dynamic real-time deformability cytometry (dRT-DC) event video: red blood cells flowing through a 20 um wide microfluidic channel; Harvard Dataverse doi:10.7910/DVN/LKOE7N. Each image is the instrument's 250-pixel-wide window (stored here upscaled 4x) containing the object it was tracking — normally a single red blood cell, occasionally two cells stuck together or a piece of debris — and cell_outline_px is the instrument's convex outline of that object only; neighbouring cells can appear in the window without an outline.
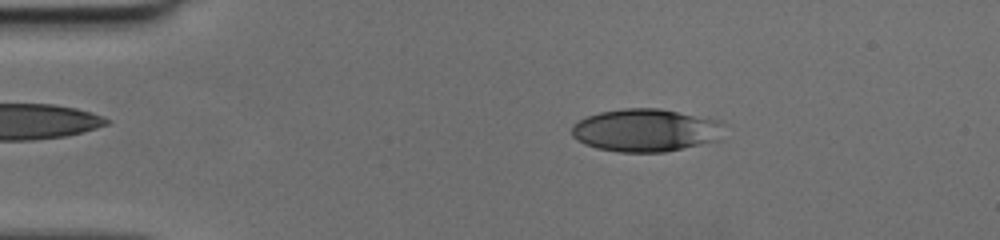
{"species": "human", "species_latin": "Homo sapiens", "temperature_condition": "cold", "stored_images_in_passage": 19, "camera_frame_rate_fps": 3000, "um_per_image_px": 0.085, "donor": {"sex": "female"}, "frame": {"image": 1, "passage_image": 9, "time_ms": 2.667, "image_size_px": [1000, 240], "cell_outline_px": [[724, 124], [716, 140], [664, 152], [620, 152], [596, 148], [584, 144], [572, 136], [572, 124], [588, 116], [600, 112], [624, 108], [660, 108], [720, 120]], "centroid_in_image_um": [54.84, 11.06], "position_along_channel_um": 30.2, "area_um2": 37.74}}
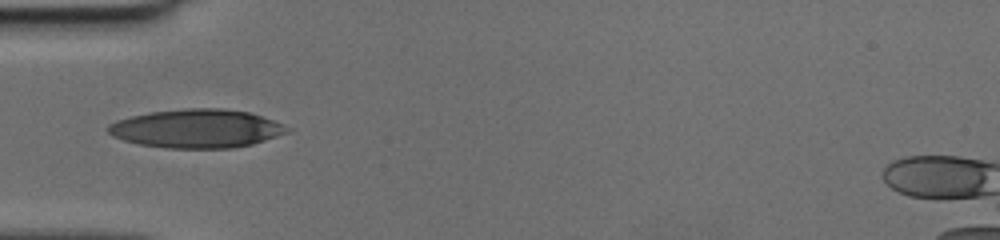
{"frame": {"image": 2, "passage_image": 16, "time_ms": 5.0, "image_size_px": [1000, 240], "cell_outline_px": [[292, 128], [288, 132], [252, 144], [236, 148], [168, 148], [140, 144], [124, 140], [112, 136], [108, 132], [108, 124], [116, 120], [148, 112], [184, 108], [224, 108], [248, 112], [284, 124]], "centroid_in_image_um": [16.71, 10.92], "position_along_channel_um": 68.3, "area_um2": 40.29}}
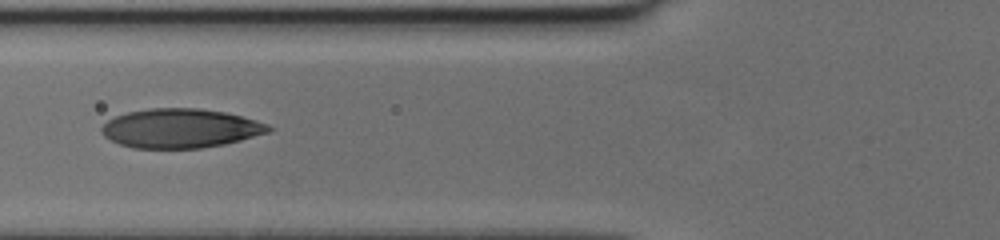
{"frame": {"image": 3, "passage_image": 19, "time_ms": 6.0, "image_size_px": [1000, 240], "cell_outline_px": [[272, 128], [268, 132], [240, 140], [224, 144], [200, 148], [132, 148], [120, 144], [104, 136], [100, 132], [100, 128], [108, 120], [116, 116], [128, 112], [148, 108], [200, 108], [224, 112], [256, 120], [268, 124]], "centroid_in_image_um": [15.31, 10.9], "position_along_channel_um": 110.5, "area_um2": 37.97}}